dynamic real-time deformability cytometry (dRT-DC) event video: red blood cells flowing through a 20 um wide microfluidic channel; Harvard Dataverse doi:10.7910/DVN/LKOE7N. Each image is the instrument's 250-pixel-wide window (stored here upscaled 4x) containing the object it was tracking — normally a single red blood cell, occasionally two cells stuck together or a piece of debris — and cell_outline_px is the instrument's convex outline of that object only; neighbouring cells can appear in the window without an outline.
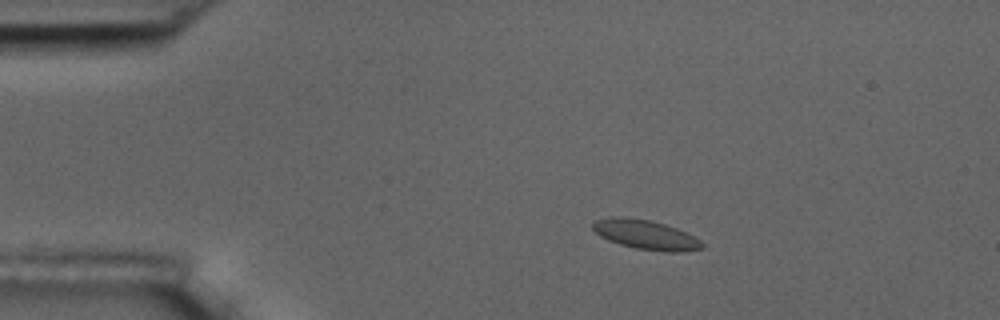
{"species": "common noctule bat (a hibernating species)", "species_latin": "Nyctalus noctula", "temperature_condition": "room temperature", "stored_images_in_passage": 8, "camera_frame_rate_fps": 3000, "um_per_image_px": 0.085, "animal": {"sex": "male", "body_mass_g": 17.5, "forearm_length_mm": 52.3}, "frame": {"image": 1, "passage_image": 3, "time_ms": 2.333, "image_size_px": [1000, 320], "cell_outline_px": [[704, 248], [680, 252], [664, 252], [636, 248], [620, 244], [608, 240], [600, 236], [592, 228], [592, 224], [596, 220], [608, 216], [624, 216], [652, 220], [676, 228], [700, 240], [704, 244]], "centroid_in_image_um": [54.86, 19.93], "position_along_channel_um": 30.1, "area_um2": 18.84}}
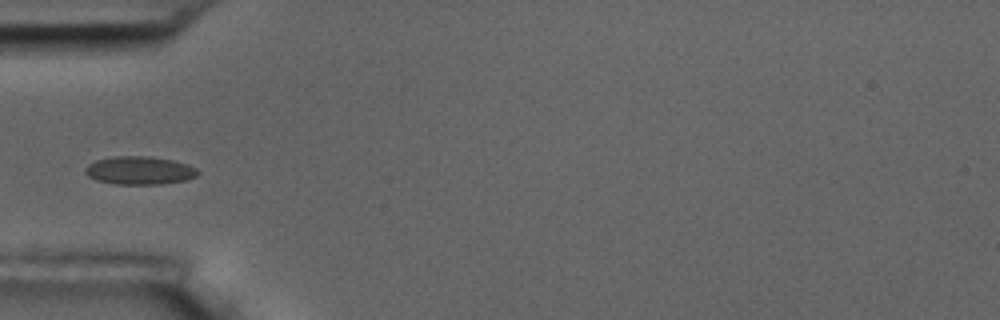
{"frame": {"image": 2, "passage_image": 5, "time_ms": 5.0, "image_size_px": [1000, 320], "cell_outline_px": [[200, 172], [196, 176], [188, 180], [160, 184], [112, 184], [96, 180], [88, 176], [84, 172], [84, 168], [88, 164], [96, 160], [112, 156], [148, 156], [172, 160], [188, 164], [196, 168]], "centroid_in_image_um": [11.85, 14.49], "position_along_channel_um": 73.2, "area_um2": 18.67}}
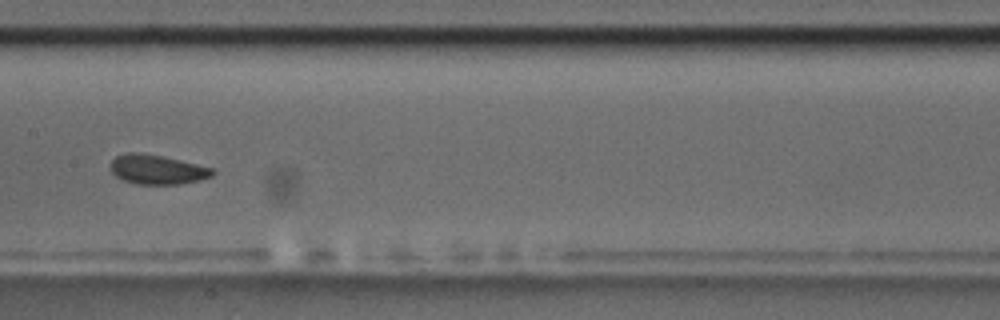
{"frame": {"image": 3, "passage_image": 8, "time_ms": 8.333, "image_size_px": [1000, 320], "cell_outline_px": [[216, 172], [212, 176], [200, 180], [180, 184], [136, 184], [124, 180], [116, 176], [112, 172], [112, 160], [116, 156], [128, 152], [140, 152], [164, 156], [212, 168]], "centroid_in_image_um": [13.38, 14.4], "position_along_channel_um": 194.0, "area_um2": 17.46}}